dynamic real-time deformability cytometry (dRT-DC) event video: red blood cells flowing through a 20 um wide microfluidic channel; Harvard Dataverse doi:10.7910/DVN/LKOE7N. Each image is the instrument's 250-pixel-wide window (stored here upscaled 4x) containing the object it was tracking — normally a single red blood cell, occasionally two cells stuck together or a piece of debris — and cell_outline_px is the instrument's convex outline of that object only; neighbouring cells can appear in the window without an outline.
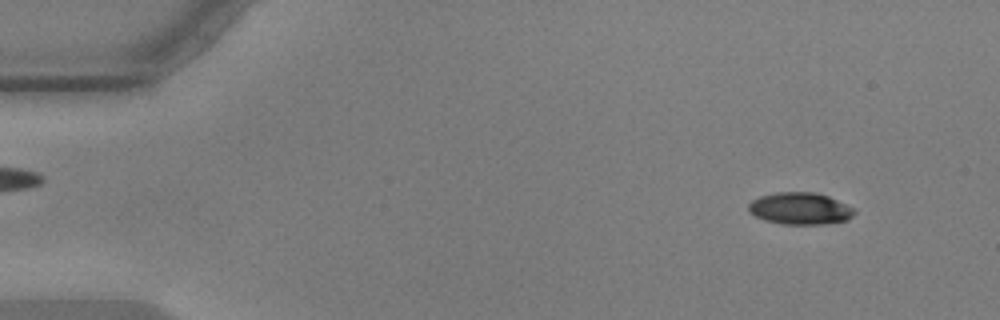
{"species": "common noctule bat (a hibernating species)", "species_latin": "Nyctalus noctula", "temperature_condition": "warm", "stored_images_in_passage": 56, "camera_frame_rate_fps": 3000, "um_per_image_px": 0.085, "animal": {"sex": "male", "body_mass_g": 17.9, "forearm_length_mm": 54.2}, "frame": {"image": 1, "passage_image": 5, "time_ms": 1.333, "image_size_px": [1000, 320], "cell_outline_px": [[856, 212], [848, 220], [824, 224], [784, 224], [764, 220], [748, 212], [748, 204], [752, 200], [760, 196], [776, 192], [816, 192], [828, 196], [852, 208]], "centroid_in_image_um": [67.97, 17.72], "position_along_channel_um": 17.0, "area_um2": 19.65}}
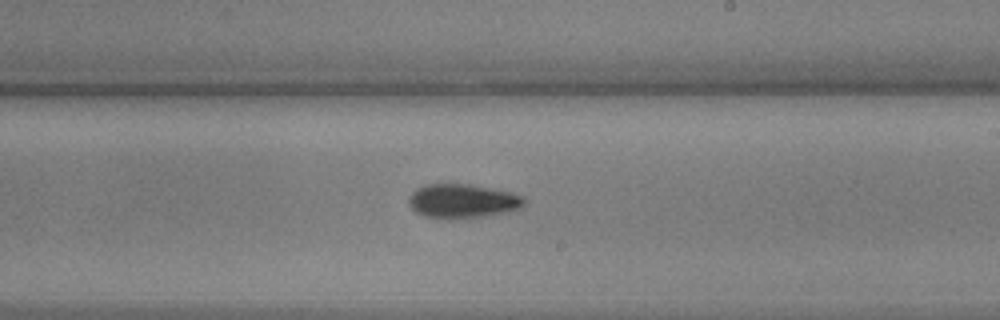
{"frame": {"image": 2, "passage_image": 33, "time_ms": 10.667, "image_size_px": [1000, 320], "cell_outline_px": [[524, 204], [520, 208], [484, 216], [424, 216], [416, 212], [412, 208], [408, 200], [412, 192], [416, 188], [424, 184], [468, 184], [508, 192], [524, 196]], "centroid_in_image_um": [39.29, 17.04], "position_along_channel_um": 249.7, "area_um2": 21.91}}
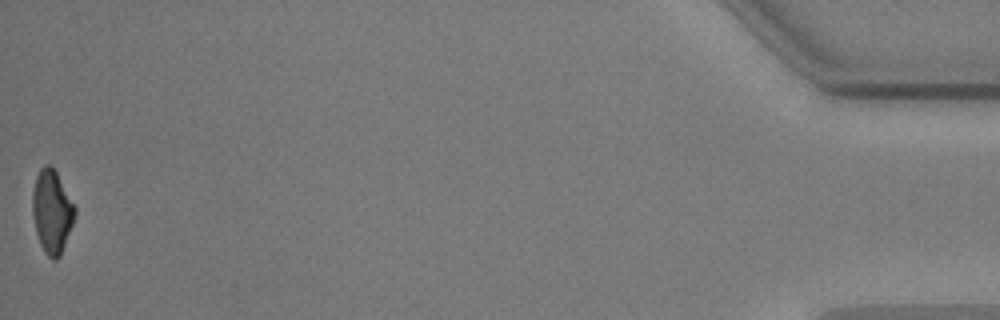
{"frame": {"image": 3, "passage_image": 56, "time_ms": 18.333, "image_size_px": [1000, 320], "cell_outline_px": [[76, 216], [60, 256], [56, 260], [52, 260], [44, 252], [40, 244], [36, 232], [32, 212], [32, 192], [36, 176], [40, 168], [44, 164], [52, 164], [76, 208]], "centroid_in_image_um": [4.41, 17.97], "position_along_channel_um": 430.8, "area_um2": 20.69}, "authors_computed_cell_mechanics": {"area_um2": 21.5883, "velocity_mm_per_s": 3.582, "shape_relaxation_time_tau1_ms": 6.235, "shape_relaxation_time_tau2_ms": 5.8121, "deformation_change_tau1": 0.1804, "deformation_change_tau2": 0.1231}}